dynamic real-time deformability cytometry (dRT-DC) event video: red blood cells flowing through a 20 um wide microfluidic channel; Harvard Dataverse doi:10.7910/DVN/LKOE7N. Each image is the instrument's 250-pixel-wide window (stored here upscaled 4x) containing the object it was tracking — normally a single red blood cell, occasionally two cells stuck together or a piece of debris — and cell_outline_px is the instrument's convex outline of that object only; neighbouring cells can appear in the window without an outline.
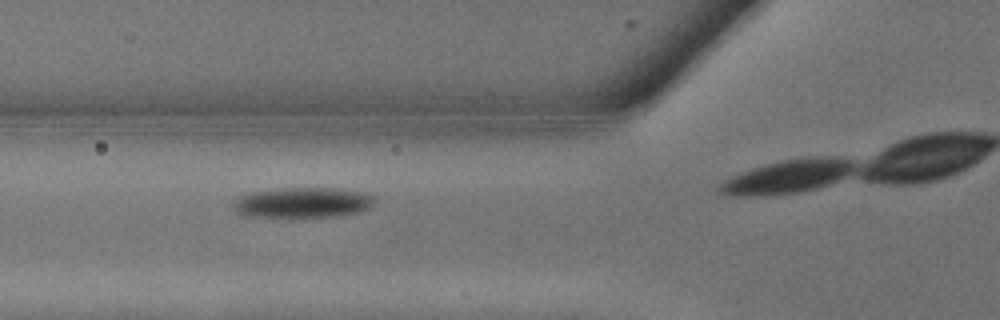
{"species": "common noctule bat (a hibernating species)", "species_latin": "Nyctalus noctula", "temperature_condition": "warm", "stored_images_in_passage": 9, "camera_frame_rate_fps": 3000, "um_per_image_px": 0.085, "animal": {"sex": "male", "body_mass_g": 13.3}, "frame": {"image": 1, "passage_image": 8, "time_ms": 2.333, "image_size_px": [1000, 320], "cell_outline_px": [[376, 200], [368, 208], [356, 212], [340, 216], [244, 216], [236, 212], [228, 204], [232, 200], [240, 196], [252, 192], [276, 188], [336, 188], [364, 192], [376, 196]], "centroid_in_image_um": [25.68, 17.2], "position_along_channel_um": 100.1, "area_um2": 25.14}}